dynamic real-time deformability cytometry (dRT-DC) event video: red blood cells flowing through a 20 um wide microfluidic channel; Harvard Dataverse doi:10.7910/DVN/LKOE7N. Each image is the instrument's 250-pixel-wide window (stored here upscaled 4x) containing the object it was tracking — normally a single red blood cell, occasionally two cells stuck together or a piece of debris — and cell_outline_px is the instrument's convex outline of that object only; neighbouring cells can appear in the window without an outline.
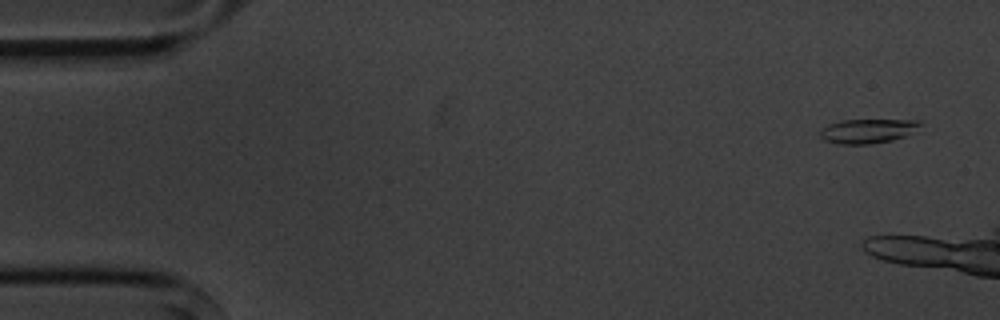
{"species": "common noctule bat (a hibernating species)", "species_latin": "Nyctalus noctula", "temperature_condition": "cold", "stored_images_in_passage": 3, "camera_frame_rate_fps": 3000, "um_per_image_px": 0.085, "animal": {"sex": "male", "body_mass_g": 20.1, "forearm_length_mm": 53.5}, "frame": {"image": 1, "passage_image": 1, "time_ms": 0.0, "image_size_px": [1000, 320], "cell_outline_px": [[924, 124], [904, 136], [892, 140], [868, 144], [840, 144], [824, 140], [820, 136], [820, 128], [828, 124], [840, 120], [920, 120]], "centroid_in_image_um": [73.72, 11.12], "position_along_channel_um": 11.3, "area_um2": 14.16}}